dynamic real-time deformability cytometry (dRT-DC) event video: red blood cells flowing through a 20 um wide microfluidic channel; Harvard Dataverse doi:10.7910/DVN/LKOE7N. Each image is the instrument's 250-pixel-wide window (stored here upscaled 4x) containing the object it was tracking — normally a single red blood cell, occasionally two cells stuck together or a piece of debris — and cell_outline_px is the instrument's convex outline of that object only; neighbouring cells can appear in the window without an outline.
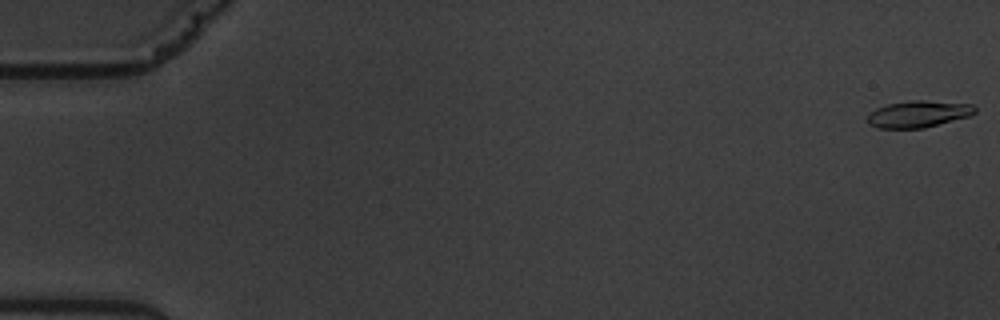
{"species": "common noctule bat (a hibernating species)", "species_latin": "Nyctalus noctula", "temperature_condition": "warm", "stored_images_in_passage": 5, "camera_frame_rate_fps": 3000, "um_per_image_px": 0.085, "animal": {"sex": "male", "body_mass_g": 19.5, "forearm_length_mm": 54.6}, "frame": {"image": 1, "passage_image": 1, "time_ms": 0.0, "image_size_px": [1000, 320], "cell_outline_px": [[976, 112], [972, 116], [924, 128], [876, 128], [868, 124], [868, 116], [876, 108], [888, 104], [908, 100], [924, 100], [972, 104], [976, 108]], "centroid_in_image_um": [78.1, 9.69], "position_along_channel_um": 6.9, "area_um2": 16.88}}
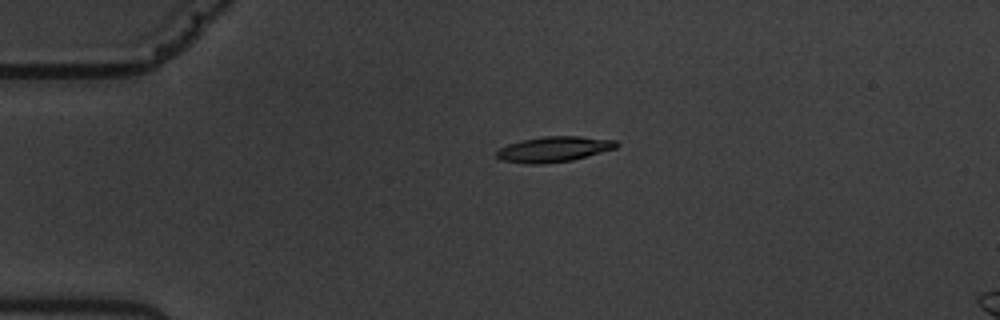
{"frame": {"image": 2, "passage_image": 4, "time_ms": 4.333, "image_size_px": [1000, 320], "cell_outline_px": [[620, 144], [616, 148], [572, 160], [544, 164], [524, 164], [500, 160], [496, 156], [496, 152], [500, 148], [508, 144], [520, 140], [544, 136], [580, 136], [616, 140]], "centroid_in_image_um": [47.06, 12.68], "position_along_channel_um": 37.9, "area_um2": 17.92}}